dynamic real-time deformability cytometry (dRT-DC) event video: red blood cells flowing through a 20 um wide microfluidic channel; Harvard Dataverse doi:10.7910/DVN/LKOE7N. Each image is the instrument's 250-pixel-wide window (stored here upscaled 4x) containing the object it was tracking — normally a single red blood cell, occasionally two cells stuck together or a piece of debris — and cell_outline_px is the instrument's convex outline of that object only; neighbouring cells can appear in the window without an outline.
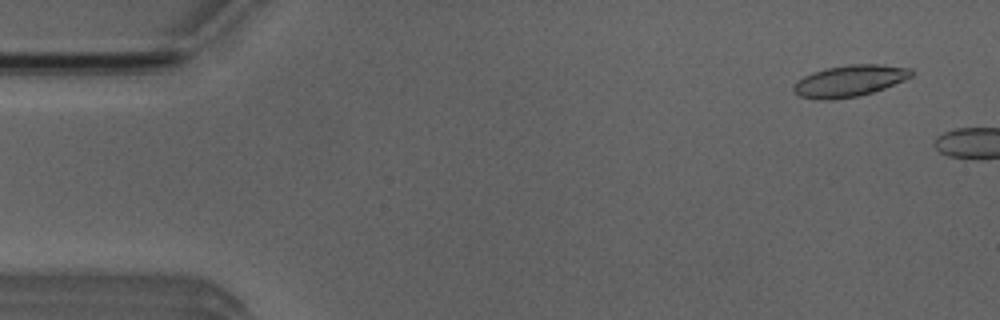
{"species": "Egyptian fruit bat (a non-hibernating species)", "species_latin": "Rousettus aegyptiacus", "temperature_condition": "room temperature", "stored_images_in_passage": 2, "camera_frame_rate_fps": 3000, "um_per_image_px": 0.085, "animal": {"sex": "male"}, "frame": {"image": 1, "passage_image": 1, "time_ms": 0.0, "image_size_px": [1000, 320], "cell_outline_px": [[912, 76], [904, 80], [884, 88], [872, 92], [856, 96], [832, 100], [820, 100], [800, 96], [792, 88], [792, 84], [796, 80], [812, 72], [828, 68], [848, 64], [880, 64], [912, 68]], "centroid_in_image_um": [72.19, 6.87], "position_along_channel_um": 12.8, "area_um2": 21.62}}